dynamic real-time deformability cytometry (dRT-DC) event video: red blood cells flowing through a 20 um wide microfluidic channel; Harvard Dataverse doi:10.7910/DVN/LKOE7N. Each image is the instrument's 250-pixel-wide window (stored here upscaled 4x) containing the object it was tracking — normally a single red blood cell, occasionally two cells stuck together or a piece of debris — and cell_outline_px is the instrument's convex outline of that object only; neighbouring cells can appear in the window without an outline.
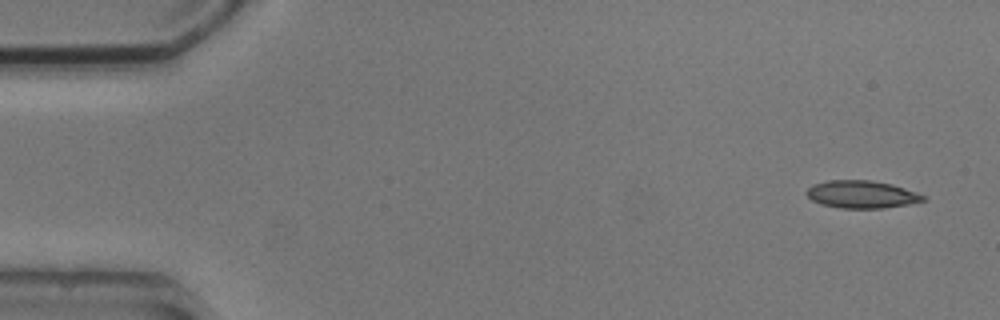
{"species": "common noctule bat (a hibernating species)", "species_latin": "Nyctalus noctula", "temperature_condition": "cold", "stored_images_in_passage": 5, "segment_of_instrument_passage": [2, 2], "camera_frame_rate_fps": 3000, "um_per_image_px": 0.085, "animal": {"sex": "male", "body_mass_g": 20.5, "forearm_length_mm": 52.5}, "frame": {"image": 1, "passage_image": 5, "time_ms": 5.333, "image_size_px": [1000, 320], "cell_outline_px": [[924, 200], [908, 204], [884, 208], [840, 208], [820, 204], [812, 200], [804, 192], [812, 184], [828, 180], [872, 180], [892, 184], [916, 192], [924, 196]], "centroid_in_image_um": [73.19, 16.51], "position_along_channel_um": 11.8, "area_um2": 18.73}}